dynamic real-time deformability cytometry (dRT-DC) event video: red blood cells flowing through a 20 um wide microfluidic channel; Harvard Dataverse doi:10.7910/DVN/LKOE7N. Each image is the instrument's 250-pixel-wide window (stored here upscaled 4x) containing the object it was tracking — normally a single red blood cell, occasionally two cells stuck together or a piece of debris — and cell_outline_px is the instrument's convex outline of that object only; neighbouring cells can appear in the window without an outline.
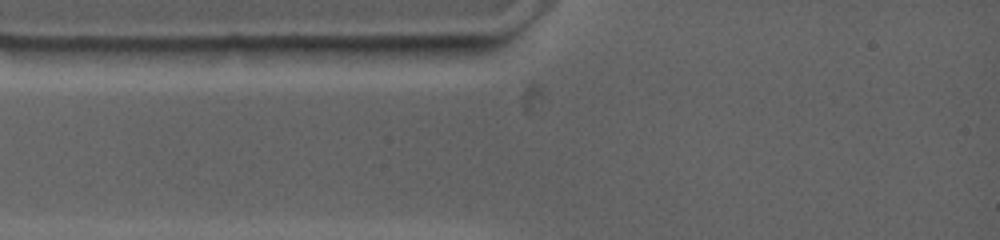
{"species": "common noctule bat (a hibernating species)", "species_latin": "Nyctalus noctula", "temperature_condition": "warm", "stored_images_in_passage": 2, "camera_frame_rate_fps": 4500, "um_per_image_px": 0.085, "animal": {"sex": "female", "body_mass_g": 19.0, "forearm_length_mm": 53.3}, "frame": {"image": 1, "passage_image": 2, "time_ms": 0.444, "image_size_px": [1000, 240], "cell_outline_px": [[264, 48], [256, 60], [252, 64], [244, 64], [160, 56], [104, 48], [228, 44], [236, 44]], "centroid_in_image_um": [17.27, 4.46], "position_along_channel_um": 67.7, "area_um2": 13.01}}